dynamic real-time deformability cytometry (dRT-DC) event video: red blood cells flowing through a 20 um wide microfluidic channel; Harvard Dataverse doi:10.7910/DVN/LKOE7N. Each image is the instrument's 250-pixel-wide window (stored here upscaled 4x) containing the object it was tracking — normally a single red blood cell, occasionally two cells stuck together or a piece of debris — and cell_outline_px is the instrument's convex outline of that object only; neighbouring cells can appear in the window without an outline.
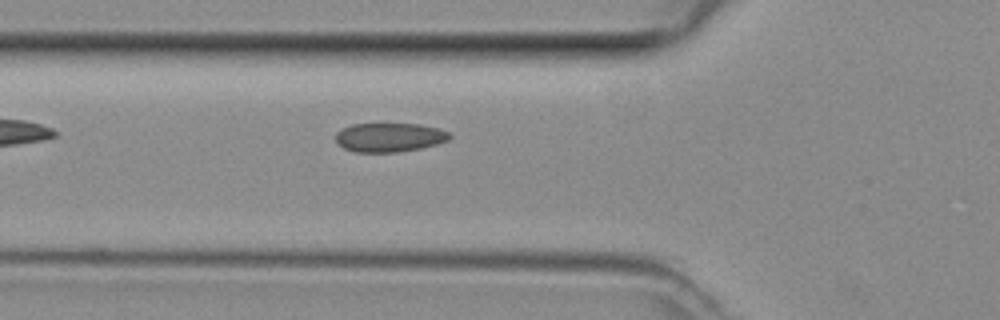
{"species": "common noctule bat (a hibernating species)", "species_latin": "Nyctalus noctula", "temperature_condition": "room temperature", "stored_images_in_passage": 30, "camera_frame_rate_fps": 3000, "um_per_image_px": 0.085, "animal": {"sex": "female", "body_mass_g": 29.2, "forearm_length_mm": 56.3}, "frame": {"image": 1, "passage_image": 2, "time_ms": 0.333, "image_size_px": [1000, 320], "cell_outline_px": [[452, 136], [448, 140], [436, 144], [420, 148], [396, 152], [356, 152], [344, 148], [336, 140], [336, 132], [340, 128], [352, 124], [420, 124], [440, 128], [448, 132]], "centroid_in_image_um": [33.1, 11.66], "position_along_channel_um": 92.7, "area_um2": 19.25}}
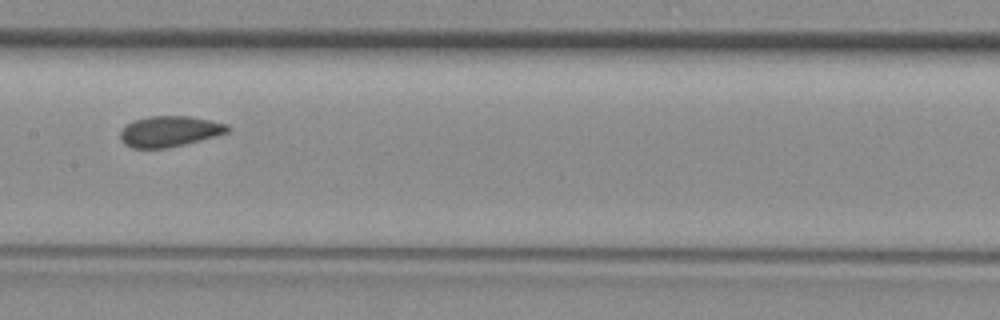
{"frame": {"image": 2, "passage_image": 9, "time_ms": 2.667, "image_size_px": [1000, 320], "cell_outline_px": [[232, 128], [228, 132], [216, 136], [184, 144], [164, 148], [132, 148], [124, 144], [120, 140], [120, 132], [132, 120], [148, 116], [188, 116], [228, 124]], "centroid_in_image_um": [14.4, 11.16], "position_along_channel_um": 193.0, "area_um2": 19.19}}
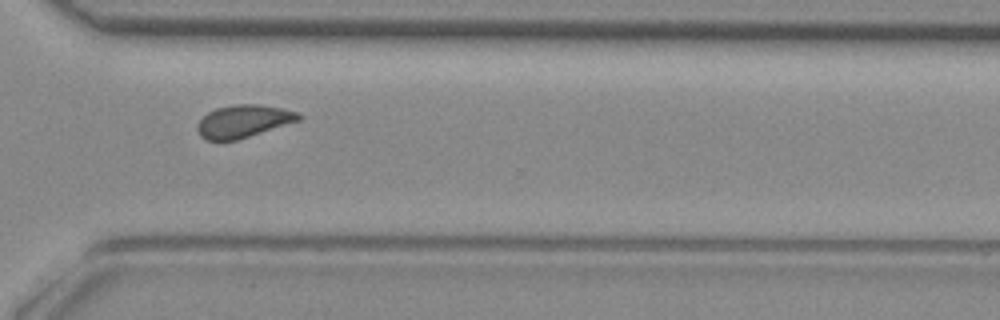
{"frame": {"image": 3, "passage_image": 20, "time_ms": 6.333, "image_size_px": [1000, 320], "cell_outline_px": [[304, 116], [300, 120], [236, 140], [204, 140], [200, 136], [196, 128], [196, 124], [208, 112], [216, 108], [232, 104], [256, 104], [280, 108], [296, 112]], "centroid_in_image_um": [20.65, 10.3], "position_along_channel_um": 350.0, "area_um2": 19.13}}